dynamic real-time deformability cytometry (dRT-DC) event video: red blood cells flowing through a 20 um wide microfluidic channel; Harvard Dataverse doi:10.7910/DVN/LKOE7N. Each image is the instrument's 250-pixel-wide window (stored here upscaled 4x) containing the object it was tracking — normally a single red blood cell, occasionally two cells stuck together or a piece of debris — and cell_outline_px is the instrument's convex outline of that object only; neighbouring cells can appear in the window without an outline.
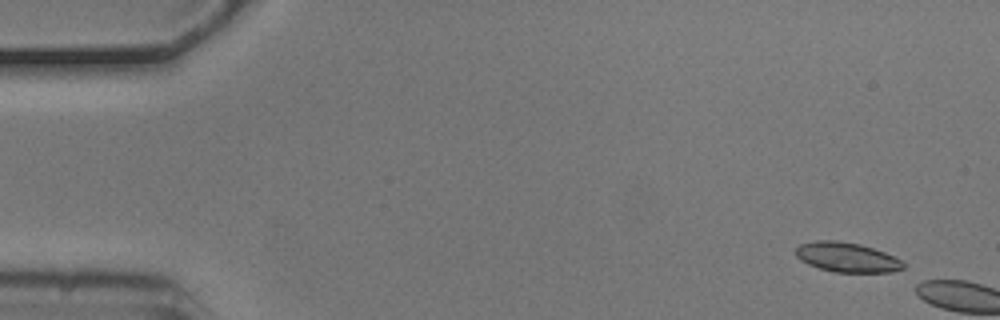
{"species": "common noctule bat (a hibernating species)", "species_latin": "Nyctalus noctula", "temperature_condition": "cold", "stored_images_in_passage": 2, "camera_frame_rate_fps": 3000, "um_per_image_px": 0.085, "animal": {"sex": "male", "body_mass_g": 20.5, "forearm_length_mm": 52.5}, "frame": {"image": 1, "passage_image": 1, "time_ms": 0.0, "image_size_px": [1000, 320], "cell_outline_px": [[904, 268], [892, 272], [836, 272], [820, 268], [808, 264], [800, 260], [796, 256], [796, 248], [800, 244], [816, 240], [836, 240], [860, 244], [884, 252], [900, 260], [904, 264]], "centroid_in_image_um": [71.96, 21.86], "position_along_channel_um": 13.0, "area_um2": 18.44}}